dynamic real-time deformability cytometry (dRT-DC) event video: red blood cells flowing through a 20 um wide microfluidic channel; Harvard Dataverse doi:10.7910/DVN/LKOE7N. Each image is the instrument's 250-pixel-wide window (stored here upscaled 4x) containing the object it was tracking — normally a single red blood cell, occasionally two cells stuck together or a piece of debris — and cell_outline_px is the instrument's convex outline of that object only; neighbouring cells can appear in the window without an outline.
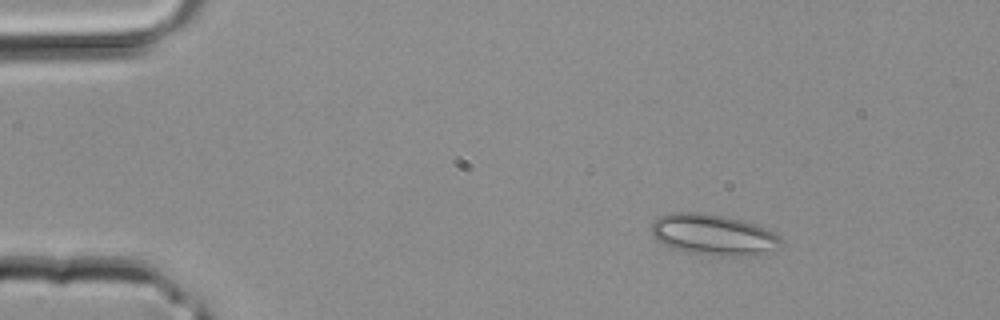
{"species": "common noctule bat (a hibernating species)", "species_latin": "Nyctalus noctula", "temperature_condition": "room temperature", "stored_images_in_passage": 3, "camera_frame_rate_fps": 3000, "um_per_image_px": 0.085, "animal": {"sex": "male", "body_mass_g": 20.4}, "frame": {"image": 1, "passage_image": 1, "time_ms": 0.0, "image_size_px": [1000, 320], "cell_outline_px": [[784, 244], [756, 256], [720, 256], [688, 252], [672, 248], [656, 240], [652, 236], [652, 224], [660, 216], [668, 212], [708, 212], [756, 224], [780, 236]], "centroid_in_image_um": [60.63, 19.95], "position_along_channel_um": 24.4, "area_um2": 31.1}}